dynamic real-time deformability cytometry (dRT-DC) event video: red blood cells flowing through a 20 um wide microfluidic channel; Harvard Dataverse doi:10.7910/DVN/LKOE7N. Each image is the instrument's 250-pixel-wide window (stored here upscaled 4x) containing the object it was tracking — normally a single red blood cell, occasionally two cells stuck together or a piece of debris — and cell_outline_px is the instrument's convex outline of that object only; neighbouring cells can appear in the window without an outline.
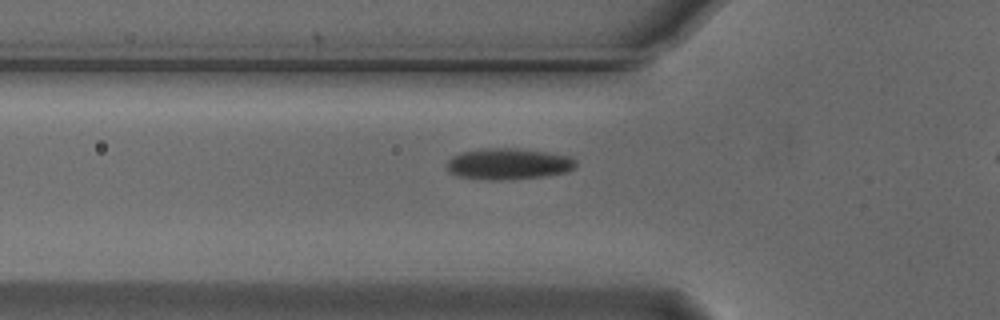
{"species": "Egyptian fruit bat (a non-hibernating species)", "species_latin": "Rousettus aegyptiacus", "temperature_condition": "cold", "stored_images_in_passage": 38, "camera_frame_rate_fps": 3000, "um_per_image_px": 0.085, "animal": {"sex": "male"}, "frame": {"image": 1, "passage_image": 8, "time_ms": 2.333, "image_size_px": [1000, 320], "cell_outline_px": [[576, 168], [568, 172], [544, 176], [500, 180], [488, 180], [456, 176], [448, 172], [444, 164], [452, 156], [464, 152], [488, 148], [512, 148], [548, 152], [572, 156], [576, 160]], "centroid_in_image_um": [43.22, 13.94], "position_along_channel_um": 82.6, "area_um2": 23.7}}
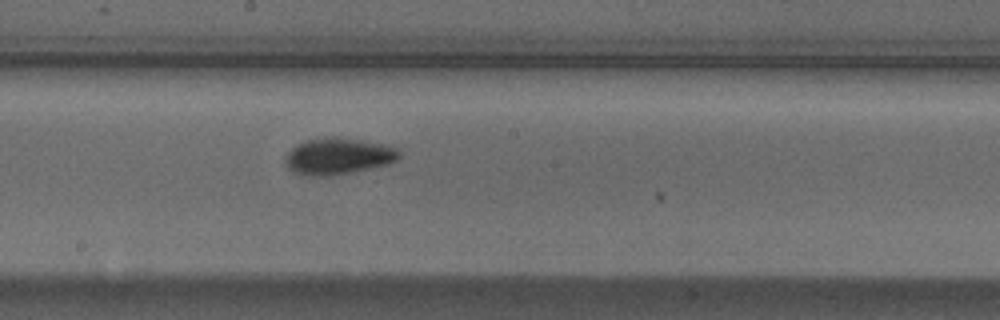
{"frame": {"image": 2, "passage_image": 19, "time_ms": 6.0, "image_size_px": [1000, 320], "cell_outline_px": [[400, 156], [396, 160], [388, 164], [352, 172], [332, 176], [308, 176], [292, 172], [288, 168], [284, 160], [288, 152], [296, 144], [304, 140], [332, 136], [336, 136], [388, 144], [396, 148], [400, 152]], "centroid_in_image_um": [28.73, 13.27], "position_along_channel_um": 219.5, "area_um2": 24.57}}
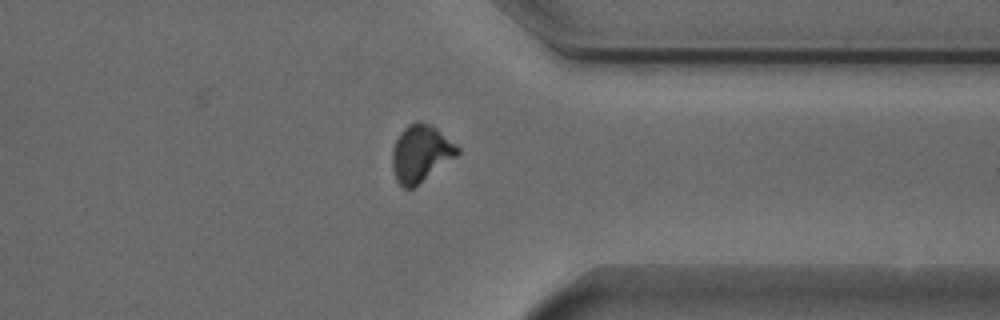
{"frame": {"image": 3, "passage_image": 32, "time_ms": 10.333, "image_size_px": [1000, 320], "cell_outline_px": [[460, 152], [456, 156], [412, 188], [404, 188], [396, 180], [392, 168], [392, 148], [400, 132], [408, 124], [416, 120], [420, 120], [436, 128], [456, 144], [460, 148]], "centroid_in_image_um": [35.74, 13.01], "position_along_channel_um": 375.7, "area_um2": 21.44}, "authors_computed_cell_mechanics": {"area_um2": 23.2067, "velocity_mm_per_s": 3.7293, "shape_relaxation_time_tau1_ms": 3.0242, "shape_relaxation_time_tau2_ms": 2.527, "deformation_change_tau1": 0.1143, "deformation_change_tau2": 0.064}}